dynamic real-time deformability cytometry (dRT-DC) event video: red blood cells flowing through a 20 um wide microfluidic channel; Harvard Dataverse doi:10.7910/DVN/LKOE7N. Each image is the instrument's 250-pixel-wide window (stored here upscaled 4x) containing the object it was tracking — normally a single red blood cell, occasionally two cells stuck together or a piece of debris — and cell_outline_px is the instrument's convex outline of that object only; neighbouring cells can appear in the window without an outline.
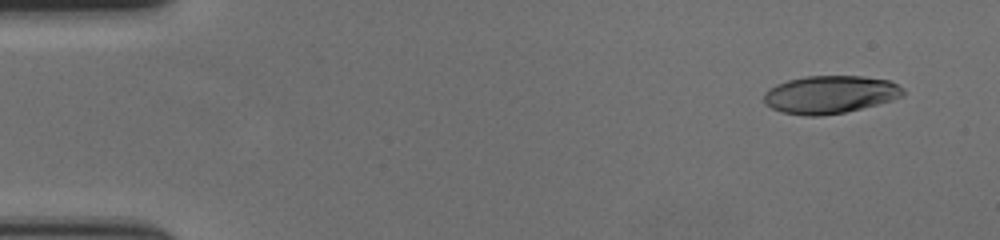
{"species": "human", "species_latin": "Homo sapiens", "temperature_condition": "cold", "stored_images_in_passage": 55, "camera_frame_rate_fps": 3000, "um_per_image_px": 0.085, "donor": {"sex": "female"}, "frame": {"image": 1, "passage_image": 1, "time_ms": 0.0, "image_size_px": [1000, 240], "cell_outline_px": [[904, 96], [876, 104], [844, 112], [820, 116], [804, 116], [780, 112], [764, 104], [764, 92], [768, 88], [776, 84], [788, 80], [804, 76], [864, 76], [888, 80], [904, 88]], "centroid_in_image_um": [70.51, 8.03], "position_along_channel_um": 14.5, "area_um2": 30.75}}
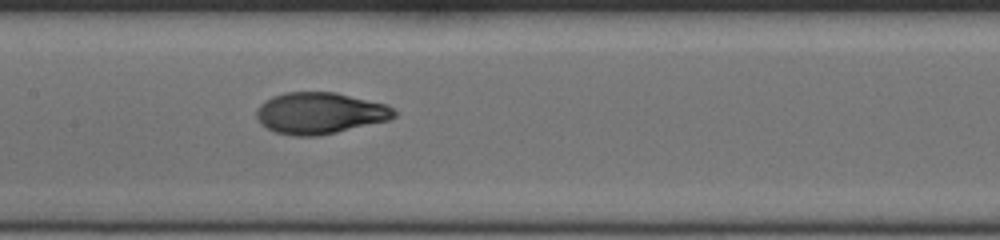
{"frame": {"image": 2, "passage_image": 26, "time_ms": 8.333, "image_size_px": [1000, 240], "cell_outline_px": [[396, 116], [388, 120], [320, 136], [292, 136], [276, 132], [260, 124], [256, 116], [256, 108], [264, 100], [272, 96], [284, 92], [336, 92], [388, 104], [396, 112]], "centroid_in_image_um": [27.17, 9.61], "position_along_channel_um": 180.2, "area_um2": 33.52}}
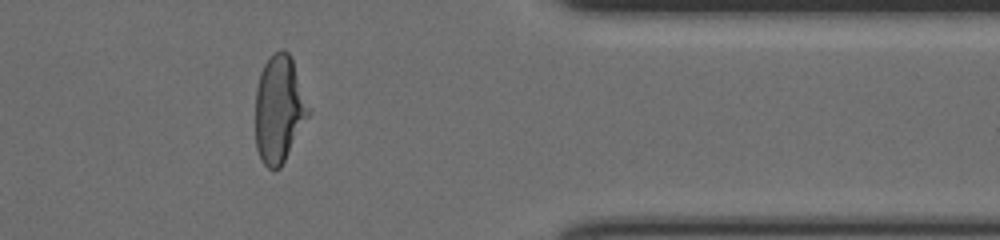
{"frame": {"image": 3, "passage_image": 45, "time_ms": 14.667, "image_size_px": [1000, 240], "cell_outline_px": [[312, 112], [280, 168], [272, 172], [260, 160], [256, 148], [256, 88], [260, 72], [264, 64], [280, 48], [288, 52], [292, 60]], "centroid_in_image_um": [23.73, 9.32], "position_along_channel_um": 387.7, "area_um2": 33.35}, "authors_computed_cell_mechanics": {"area_um2": 33.1194, "velocity_mm_per_s": 3.5529, "shape_relaxation_time_tau1_ms": 4.8239, "shape_relaxation_time_tau2_ms": 1.1878, "deformation_change_tau1": 0.2449, "deformation_change_tau2": 0.0591}}